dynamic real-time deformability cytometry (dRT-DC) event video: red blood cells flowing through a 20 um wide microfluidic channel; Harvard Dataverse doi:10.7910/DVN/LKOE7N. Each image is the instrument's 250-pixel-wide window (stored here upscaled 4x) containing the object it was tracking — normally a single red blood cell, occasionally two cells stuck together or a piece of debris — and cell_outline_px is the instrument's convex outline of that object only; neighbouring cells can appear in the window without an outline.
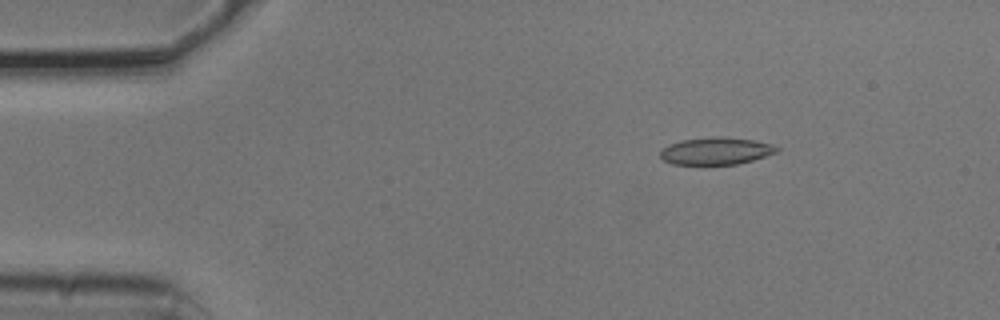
{"species": "common noctule bat (a hibernating species)", "species_latin": "Nyctalus noctula", "temperature_condition": "cold", "stored_images_in_passage": 4, "camera_frame_rate_fps": 3000, "um_per_image_px": 0.085, "animal": {"sex": "male", "body_mass_g": 20.5, "forearm_length_mm": 52.5}, "frame": {"image": 1, "passage_image": 2, "time_ms": 0.333, "image_size_px": [1000, 320], "cell_outline_px": [[780, 152], [752, 160], [736, 164], [672, 164], [664, 160], [660, 156], [660, 152], [668, 144], [680, 140], [716, 136], [752, 140], [772, 144], [780, 148]], "centroid_in_image_um": [60.88, 12.83], "position_along_channel_um": 24.1, "area_um2": 18.44}}